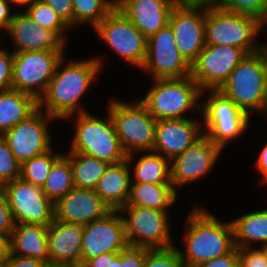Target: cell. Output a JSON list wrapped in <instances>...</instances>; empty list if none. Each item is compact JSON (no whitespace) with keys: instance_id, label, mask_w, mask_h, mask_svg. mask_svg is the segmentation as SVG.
<instances>
[{"instance_id":"obj_1","label":"cell","mask_w":267,"mask_h":267,"mask_svg":"<svg viewBox=\"0 0 267 267\" xmlns=\"http://www.w3.org/2000/svg\"><path fill=\"white\" fill-rule=\"evenodd\" d=\"M65 61L63 56L45 94L38 101V107L56 120L69 118L72 121L76 111L78 114L88 112L80 105V98L101 72L103 59L95 57L64 65Z\"/></svg>"},{"instance_id":"obj_2","label":"cell","mask_w":267,"mask_h":267,"mask_svg":"<svg viewBox=\"0 0 267 267\" xmlns=\"http://www.w3.org/2000/svg\"><path fill=\"white\" fill-rule=\"evenodd\" d=\"M185 224V252L178 248L183 267H195L235 248L232 222L219 221L203 207H193Z\"/></svg>"},{"instance_id":"obj_3","label":"cell","mask_w":267,"mask_h":267,"mask_svg":"<svg viewBox=\"0 0 267 267\" xmlns=\"http://www.w3.org/2000/svg\"><path fill=\"white\" fill-rule=\"evenodd\" d=\"M237 107L249 115L267 114V61L260 50L247 54L219 88Z\"/></svg>"},{"instance_id":"obj_4","label":"cell","mask_w":267,"mask_h":267,"mask_svg":"<svg viewBox=\"0 0 267 267\" xmlns=\"http://www.w3.org/2000/svg\"><path fill=\"white\" fill-rule=\"evenodd\" d=\"M261 29L263 22L255 16L227 11L218 3L205 7L206 44L229 45L247 54L256 53L262 46L256 41Z\"/></svg>"},{"instance_id":"obj_5","label":"cell","mask_w":267,"mask_h":267,"mask_svg":"<svg viewBox=\"0 0 267 267\" xmlns=\"http://www.w3.org/2000/svg\"><path fill=\"white\" fill-rule=\"evenodd\" d=\"M76 115V129L70 150L66 153H82L108 164H117L127 159L109 112L106 119L98 118L90 112Z\"/></svg>"},{"instance_id":"obj_6","label":"cell","mask_w":267,"mask_h":267,"mask_svg":"<svg viewBox=\"0 0 267 267\" xmlns=\"http://www.w3.org/2000/svg\"><path fill=\"white\" fill-rule=\"evenodd\" d=\"M154 86L140 100L156 120L186 118L187 111L201 113L202 90L191 77L153 79ZM199 103V104H198Z\"/></svg>"},{"instance_id":"obj_7","label":"cell","mask_w":267,"mask_h":267,"mask_svg":"<svg viewBox=\"0 0 267 267\" xmlns=\"http://www.w3.org/2000/svg\"><path fill=\"white\" fill-rule=\"evenodd\" d=\"M210 92L209 97L201 101L202 129L215 145L225 148L230 141L240 138L248 129L250 116L219 90ZM205 92V93H204Z\"/></svg>"},{"instance_id":"obj_8","label":"cell","mask_w":267,"mask_h":267,"mask_svg":"<svg viewBox=\"0 0 267 267\" xmlns=\"http://www.w3.org/2000/svg\"><path fill=\"white\" fill-rule=\"evenodd\" d=\"M108 112L125 153L153 151L157 120L141 101L112 100Z\"/></svg>"},{"instance_id":"obj_9","label":"cell","mask_w":267,"mask_h":267,"mask_svg":"<svg viewBox=\"0 0 267 267\" xmlns=\"http://www.w3.org/2000/svg\"><path fill=\"white\" fill-rule=\"evenodd\" d=\"M64 55L54 50L13 52L12 89L39 101Z\"/></svg>"},{"instance_id":"obj_10","label":"cell","mask_w":267,"mask_h":267,"mask_svg":"<svg viewBox=\"0 0 267 267\" xmlns=\"http://www.w3.org/2000/svg\"><path fill=\"white\" fill-rule=\"evenodd\" d=\"M123 215L126 237L130 246L146 249H163L174 246L170 234L168 210H156L135 205H125Z\"/></svg>"},{"instance_id":"obj_11","label":"cell","mask_w":267,"mask_h":267,"mask_svg":"<svg viewBox=\"0 0 267 267\" xmlns=\"http://www.w3.org/2000/svg\"><path fill=\"white\" fill-rule=\"evenodd\" d=\"M94 29L118 56L141 69L147 56V38L116 7Z\"/></svg>"},{"instance_id":"obj_12","label":"cell","mask_w":267,"mask_h":267,"mask_svg":"<svg viewBox=\"0 0 267 267\" xmlns=\"http://www.w3.org/2000/svg\"><path fill=\"white\" fill-rule=\"evenodd\" d=\"M246 55L237 47L206 44L191 65L190 76L202 91L219 90Z\"/></svg>"},{"instance_id":"obj_13","label":"cell","mask_w":267,"mask_h":267,"mask_svg":"<svg viewBox=\"0 0 267 267\" xmlns=\"http://www.w3.org/2000/svg\"><path fill=\"white\" fill-rule=\"evenodd\" d=\"M17 223L49 225L55 220L54 203L41 187L17 178L2 186Z\"/></svg>"},{"instance_id":"obj_14","label":"cell","mask_w":267,"mask_h":267,"mask_svg":"<svg viewBox=\"0 0 267 267\" xmlns=\"http://www.w3.org/2000/svg\"><path fill=\"white\" fill-rule=\"evenodd\" d=\"M153 79L188 77L191 66L180 54L169 24L147 39V56L143 66Z\"/></svg>"},{"instance_id":"obj_15","label":"cell","mask_w":267,"mask_h":267,"mask_svg":"<svg viewBox=\"0 0 267 267\" xmlns=\"http://www.w3.org/2000/svg\"><path fill=\"white\" fill-rule=\"evenodd\" d=\"M53 119L55 118L38 107L25 120L2 135L20 163L52 149V136L47 125Z\"/></svg>"},{"instance_id":"obj_16","label":"cell","mask_w":267,"mask_h":267,"mask_svg":"<svg viewBox=\"0 0 267 267\" xmlns=\"http://www.w3.org/2000/svg\"><path fill=\"white\" fill-rule=\"evenodd\" d=\"M122 215L119 210H112L104 218L83 226L79 267H83L96 256L119 252L129 245Z\"/></svg>"},{"instance_id":"obj_17","label":"cell","mask_w":267,"mask_h":267,"mask_svg":"<svg viewBox=\"0 0 267 267\" xmlns=\"http://www.w3.org/2000/svg\"><path fill=\"white\" fill-rule=\"evenodd\" d=\"M223 149L205 134L170 161V181L177 192L189 182L203 178L214 167ZM178 187V188H177Z\"/></svg>"},{"instance_id":"obj_18","label":"cell","mask_w":267,"mask_h":267,"mask_svg":"<svg viewBox=\"0 0 267 267\" xmlns=\"http://www.w3.org/2000/svg\"><path fill=\"white\" fill-rule=\"evenodd\" d=\"M168 24L182 57L191 66L205 43V7L173 8Z\"/></svg>"},{"instance_id":"obj_19","label":"cell","mask_w":267,"mask_h":267,"mask_svg":"<svg viewBox=\"0 0 267 267\" xmlns=\"http://www.w3.org/2000/svg\"><path fill=\"white\" fill-rule=\"evenodd\" d=\"M15 44L13 52L54 50L64 53L65 39L58 31H50L35 23L26 12H14L5 30Z\"/></svg>"},{"instance_id":"obj_20","label":"cell","mask_w":267,"mask_h":267,"mask_svg":"<svg viewBox=\"0 0 267 267\" xmlns=\"http://www.w3.org/2000/svg\"><path fill=\"white\" fill-rule=\"evenodd\" d=\"M111 211L94 189L74 187L54 203L55 220L82 226L104 218Z\"/></svg>"},{"instance_id":"obj_21","label":"cell","mask_w":267,"mask_h":267,"mask_svg":"<svg viewBox=\"0 0 267 267\" xmlns=\"http://www.w3.org/2000/svg\"><path fill=\"white\" fill-rule=\"evenodd\" d=\"M203 135L202 120L181 118L157 120L153 151L171 161Z\"/></svg>"},{"instance_id":"obj_22","label":"cell","mask_w":267,"mask_h":267,"mask_svg":"<svg viewBox=\"0 0 267 267\" xmlns=\"http://www.w3.org/2000/svg\"><path fill=\"white\" fill-rule=\"evenodd\" d=\"M83 226L54 220L48 225L49 265L79 266Z\"/></svg>"},{"instance_id":"obj_23","label":"cell","mask_w":267,"mask_h":267,"mask_svg":"<svg viewBox=\"0 0 267 267\" xmlns=\"http://www.w3.org/2000/svg\"><path fill=\"white\" fill-rule=\"evenodd\" d=\"M116 8L148 39L168 24L174 7L169 0H116Z\"/></svg>"},{"instance_id":"obj_24","label":"cell","mask_w":267,"mask_h":267,"mask_svg":"<svg viewBox=\"0 0 267 267\" xmlns=\"http://www.w3.org/2000/svg\"><path fill=\"white\" fill-rule=\"evenodd\" d=\"M135 153L128 154L123 162L109 164L94 189L112 210H120L127 203L132 180L129 167Z\"/></svg>"},{"instance_id":"obj_25","label":"cell","mask_w":267,"mask_h":267,"mask_svg":"<svg viewBox=\"0 0 267 267\" xmlns=\"http://www.w3.org/2000/svg\"><path fill=\"white\" fill-rule=\"evenodd\" d=\"M48 225L17 223L10 236L11 253L32 257L49 265Z\"/></svg>"},{"instance_id":"obj_26","label":"cell","mask_w":267,"mask_h":267,"mask_svg":"<svg viewBox=\"0 0 267 267\" xmlns=\"http://www.w3.org/2000/svg\"><path fill=\"white\" fill-rule=\"evenodd\" d=\"M38 108L30 94L15 89L0 90V135L25 120Z\"/></svg>"},{"instance_id":"obj_27","label":"cell","mask_w":267,"mask_h":267,"mask_svg":"<svg viewBox=\"0 0 267 267\" xmlns=\"http://www.w3.org/2000/svg\"><path fill=\"white\" fill-rule=\"evenodd\" d=\"M177 197L172 184L131 183L126 205L168 210Z\"/></svg>"},{"instance_id":"obj_28","label":"cell","mask_w":267,"mask_h":267,"mask_svg":"<svg viewBox=\"0 0 267 267\" xmlns=\"http://www.w3.org/2000/svg\"><path fill=\"white\" fill-rule=\"evenodd\" d=\"M231 222L236 248H252L258 242L267 244V209L240 215Z\"/></svg>"},{"instance_id":"obj_29","label":"cell","mask_w":267,"mask_h":267,"mask_svg":"<svg viewBox=\"0 0 267 267\" xmlns=\"http://www.w3.org/2000/svg\"><path fill=\"white\" fill-rule=\"evenodd\" d=\"M148 152L144 151L145 155L134 164L131 183L172 184L170 161L157 152Z\"/></svg>"},{"instance_id":"obj_30","label":"cell","mask_w":267,"mask_h":267,"mask_svg":"<svg viewBox=\"0 0 267 267\" xmlns=\"http://www.w3.org/2000/svg\"><path fill=\"white\" fill-rule=\"evenodd\" d=\"M72 167L74 187L95 189L109 166L106 161L82 153H65Z\"/></svg>"},{"instance_id":"obj_31","label":"cell","mask_w":267,"mask_h":267,"mask_svg":"<svg viewBox=\"0 0 267 267\" xmlns=\"http://www.w3.org/2000/svg\"><path fill=\"white\" fill-rule=\"evenodd\" d=\"M74 188L70 160L63 154L52 166L42 190L47 198L56 203Z\"/></svg>"},{"instance_id":"obj_32","label":"cell","mask_w":267,"mask_h":267,"mask_svg":"<svg viewBox=\"0 0 267 267\" xmlns=\"http://www.w3.org/2000/svg\"><path fill=\"white\" fill-rule=\"evenodd\" d=\"M73 27L90 24L95 28L115 7L116 0H72Z\"/></svg>"},{"instance_id":"obj_33","label":"cell","mask_w":267,"mask_h":267,"mask_svg":"<svg viewBox=\"0 0 267 267\" xmlns=\"http://www.w3.org/2000/svg\"><path fill=\"white\" fill-rule=\"evenodd\" d=\"M54 154V155H53ZM64 153H55L52 149L21 163L20 178L35 186L43 187L53 164Z\"/></svg>"},{"instance_id":"obj_34","label":"cell","mask_w":267,"mask_h":267,"mask_svg":"<svg viewBox=\"0 0 267 267\" xmlns=\"http://www.w3.org/2000/svg\"><path fill=\"white\" fill-rule=\"evenodd\" d=\"M27 15L39 26L50 31H58L65 39V31L70 28L62 21L59 15L46 3L35 0L26 8Z\"/></svg>"},{"instance_id":"obj_35","label":"cell","mask_w":267,"mask_h":267,"mask_svg":"<svg viewBox=\"0 0 267 267\" xmlns=\"http://www.w3.org/2000/svg\"><path fill=\"white\" fill-rule=\"evenodd\" d=\"M21 163L11 152L6 139L0 135V187L20 178Z\"/></svg>"},{"instance_id":"obj_36","label":"cell","mask_w":267,"mask_h":267,"mask_svg":"<svg viewBox=\"0 0 267 267\" xmlns=\"http://www.w3.org/2000/svg\"><path fill=\"white\" fill-rule=\"evenodd\" d=\"M223 9L257 17L264 22L267 18V0H218Z\"/></svg>"},{"instance_id":"obj_37","label":"cell","mask_w":267,"mask_h":267,"mask_svg":"<svg viewBox=\"0 0 267 267\" xmlns=\"http://www.w3.org/2000/svg\"><path fill=\"white\" fill-rule=\"evenodd\" d=\"M144 267H183L178 248L147 249Z\"/></svg>"},{"instance_id":"obj_38","label":"cell","mask_w":267,"mask_h":267,"mask_svg":"<svg viewBox=\"0 0 267 267\" xmlns=\"http://www.w3.org/2000/svg\"><path fill=\"white\" fill-rule=\"evenodd\" d=\"M147 249L128 245L118 252L121 256V267H144Z\"/></svg>"},{"instance_id":"obj_39","label":"cell","mask_w":267,"mask_h":267,"mask_svg":"<svg viewBox=\"0 0 267 267\" xmlns=\"http://www.w3.org/2000/svg\"><path fill=\"white\" fill-rule=\"evenodd\" d=\"M13 51L0 50V90L12 89Z\"/></svg>"},{"instance_id":"obj_40","label":"cell","mask_w":267,"mask_h":267,"mask_svg":"<svg viewBox=\"0 0 267 267\" xmlns=\"http://www.w3.org/2000/svg\"><path fill=\"white\" fill-rule=\"evenodd\" d=\"M239 267H267V261L260 248H238Z\"/></svg>"},{"instance_id":"obj_41","label":"cell","mask_w":267,"mask_h":267,"mask_svg":"<svg viewBox=\"0 0 267 267\" xmlns=\"http://www.w3.org/2000/svg\"><path fill=\"white\" fill-rule=\"evenodd\" d=\"M16 226L10 206L8 205L5 193L0 187V233L10 235Z\"/></svg>"},{"instance_id":"obj_42","label":"cell","mask_w":267,"mask_h":267,"mask_svg":"<svg viewBox=\"0 0 267 267\" xmlns=\"http://www.w3.org/2000/svg\"><path fill=\"white\" fill-rule=\"evenodd\" d=\"M50 6L69 27L73 28V4L72 0H41Z\"/></svg>"},{"instance_id":"obj_43","label":"cell","mask_w":267,"mask_h":267,"mask_svg":"<svg viewBox=\"0 0 267 267\" xmlns=\"http://www.w3.org/2000/svg\"><path fill=\"white\" fill-rule=\"evenodd\" d=\"M195 267H239L238 248H234L229 254L216 257Z\"/></svg>"},{"instance_id":"obj_44","label":"cell","mask_w":267,"mask_h":267,"mask_svg":"<svg viewBox=\"0 0 267 267\" xmlns=\"http://www.w3.org/2000/svg\"><path fill=\"white\" fill-rule=\"evenodd\" d=\"M48 265L39 259L32 257L18 256L10 253L6 260V267H47Z\"/></svg>"},{"instance_id":"obj_45","label":"cell","mask_w":267,"mask_h":267,"mask_svg":"<svg viewBox=\"0 0 267 267\" xmlns=\"http://www.w3.org/2000/svg\"><path fill=\"white\" fill-rule=\"evenodd\" d=\"M174 8L208 7L217 4L218 0H169Z\"/></svg>"},{"instance_id":"obj_46","label":"cell","mask_w":267,"mask_h":267,"mask_svg":"<svg viewBox=\"0 0 267 267\" xmlns=\"http://www.w3.org/2000/svg\"><path fill=\"white\" fill-rule=\"evenodd\" d=\"M118 252L103 253L88 261L83 267H111L112 260Z\"/></svg>"},{"instance_id":"obj_47","label":"cell","mask_w":267,"mask_h":267,"mask_svg":"<svg viewBox=\"0 0 267 267\" xmlns=\"http://www.w3.org/2000/svg\"><path fill=\"white\" fill-rule=\"evenodd\" d=\"M11 4L7 0H0V26L4 28V31L9 27V24L13 17ZM12 8V9H10Z\"/></svg>"},{"instance_id":"obj_48","label":"cell","mask_w":267,"mask_h":267,"mask_svg":"<svg viewBox=\"0 0 267 267\" xmlns=\"http://www.w3.org/2000/svg\"><path fill=\"white\" fill-rule=\"evenodd\" d=\"M255 162L256 169L262 174L261 183H267V144L262 148Z\"/></svg>"},{"instance_id":"obj_49","label":"cell","mask_w":267,"mask_h":267,"mask_svg":"<svg viewBox=\"0 0 267 267\" xmlns=\"http://www.w3.org/2000/svg\"><path fill=\"white\" fill-rule=\"evenodd\" d=\"M11 253L10 235L0 233V261H6Z\"/></svg>"},{"instance_id":"obj_50","label":"cell","mask_w":267,"mask_h":267,"mask_svg":"<svg viewBox=\"0 0 267 267\" xmlns=\"http://www.w3.org/2000/svg\"><path fill=\"white\" fill-rule=\"evenodd\" d=\"M11 4L19 5V6H26L29 7L35 0H7Z\"/></svg>"},{"instance_id":"obj_51","label":"cell","mask_w":267,"mask_h":267,"mask_svg":"<svg viewBox=\"0 0 267 267\" xmlns=\"http://www.w3.org/2000/svg\"><path fill=\"white\" fill-rule=\"evenodd\" d=\"M111 267H121V256L119 254L112 260Z\"/></svg>"},{"instance_id":"obj_52","label":"cell","mask_w":267,"mask_h":267,"mask_svg":"<svg viewBox=\"0 0 267 267\" xmlns=\"http://www.w3.org/2000/svg\"><path fill=\"white\" fill-rule=\"evenodd\" d=\"M260 249L262 250V252L264 253L265 259L267 261V244H264L260 247Z\"/></svg>"},{"instance_id":"obj_53","label":"cell","mask_w":267,"mask_h":267,"mask_svg":"<svg viewBox=\"0 0 267 267\" xmlns=\"http://www.w3.org/2000/svg\"><path fill=\"white\" fill-rule=\"evenodd\" d=\"M261 51L264 53L265 58H266V61H267V43L264 44V45L261 47Z\"/></svg>"},{"instance_id":"obj_54","label":"cell","mask_w":267,"mask_h":267,"mask_svg":"<svg viewBox=\"0 0 267 267\" xmlns=\"http://www.w3.org/2000/svg\"><path fill=\"white\" fill-rule=\"evenodd\" d=\"M47 267H79V266H66V265H48Z\"/></svg>"},{"instance_id":"obj_55","label":"cell","mask_w":267,"mask_h":267,"mask_svg":"<svg viewBox=\"0 0 267 267\" xmlns=\"http://www.w3.org/2000/svg\"><path fill=\"white\" fill-rule=\"evenodd\" d=\"M0 267H6V261H0Z\"/></svg>"},{"instance_id":"obj_56","label":"cell","mask_w":267,"mask_h":267,"mask_svg":"<svg viewBox=\"0 0 267 267\" xmlns=\"http://www.w3.org/2000/svg\"><path fill=\"white\" fill-rule=\"evenodd\" d=\"M266 25H267V18H266V20L263 22V28H265Z\"/></svg>"},{"instance_id":"obj_57","label":"cell","mask_w":267,"mask_h":267,"mask_svg":"<svg viewBox=\"0 0 267 267\" xmlns=\"http://www.w3.org/2000/svg\"><path fill=\"white\" fill-rule=\"evenodd\" d=\"M2 29L4 30V28L0 26V30H2ZM0 32H1V31H0ZM1 49H3V48L0 47V50H1Z\"/></svg>"}]
</instances>
